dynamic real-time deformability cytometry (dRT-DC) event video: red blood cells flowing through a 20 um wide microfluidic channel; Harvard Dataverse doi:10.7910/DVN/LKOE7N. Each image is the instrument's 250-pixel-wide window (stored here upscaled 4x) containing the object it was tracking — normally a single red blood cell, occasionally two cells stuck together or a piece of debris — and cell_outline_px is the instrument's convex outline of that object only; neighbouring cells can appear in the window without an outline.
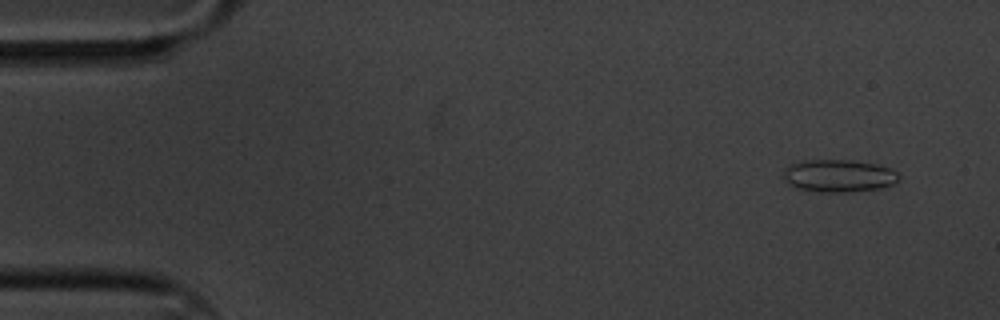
{"species": "common noctule bat (a hibernating species)", "species_latin": "Nyctalus noctula", "temperature_condition": "cold", "stored_images_in_passage": 6, "camera_frame_rate_fps": 3000, "um_per_image_px": 0.085, "animal": {"sex": "male", "body_mass_g": 20.1, "forearm_length_mm": 53.5}, "frame": {"image": 1, "passage_image": 1, "time_ms": 0.0, "image_size_px": [1000, 320], "cell_outline_px": [[900, 180], [892, 184], [880, 188], [848, 192], [820, 192], [796, 188], [788, 184], [784, 180], [784, 168], [792, 164], [804, 160], [852, 160], [876, 164], [892, 168], [900, 176]], "centroid_in_image_um": [71.3, 14.94], "position_along_channel_um": 13.7, "area_um2": 22.02}}
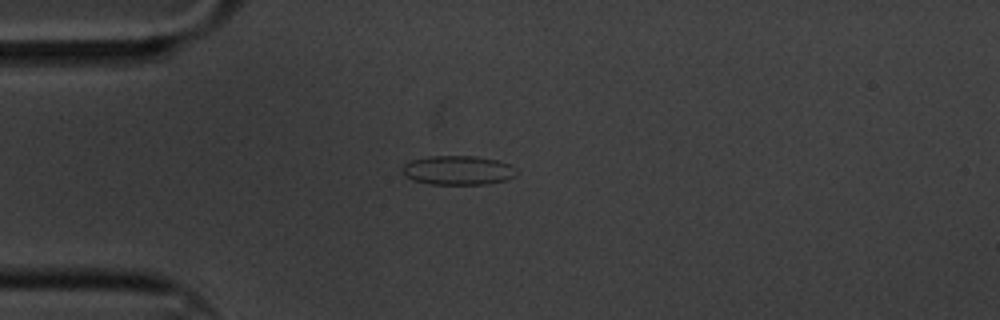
{"frame": {"image": 2, "passage_image": 4, "time_ms": 1.0, "image_size_px": [1000, 320], "cell_outline_px": [[516, 168], [512, 176], [504, 180], [484, 184], [428, 184], [412, 180], [404, 176], [404, 164], [412, 160], [428, 156], [476, 156], [496, 160], [512, 164]], "centroid_in_image_um": [38.9, 14.47], "position_along_channel_um": 46.1, "area_um2": 19.25}}
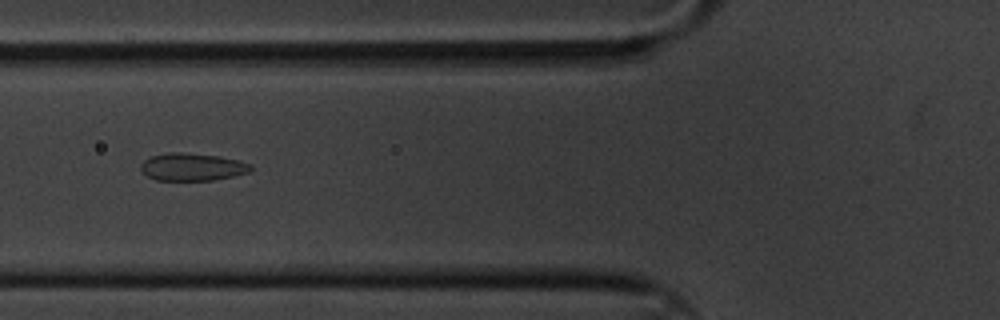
{"frame": {"image": 3, "passage_image": 6, "time_ms": 1.667, "image_size_px": [1000, 320], "cell_outline_px": [[252, 172], [212, 180], [156, 180], [140, 172], [140, 164], [144, 160], [152, 156], [168, 152], [180, 152], [216, 156], [236, 160], [252, 164]], "centroid_in_image_um": [16.31, 14.19], "position_along_channel_um": 109.5, "area_um2": 17.63}}